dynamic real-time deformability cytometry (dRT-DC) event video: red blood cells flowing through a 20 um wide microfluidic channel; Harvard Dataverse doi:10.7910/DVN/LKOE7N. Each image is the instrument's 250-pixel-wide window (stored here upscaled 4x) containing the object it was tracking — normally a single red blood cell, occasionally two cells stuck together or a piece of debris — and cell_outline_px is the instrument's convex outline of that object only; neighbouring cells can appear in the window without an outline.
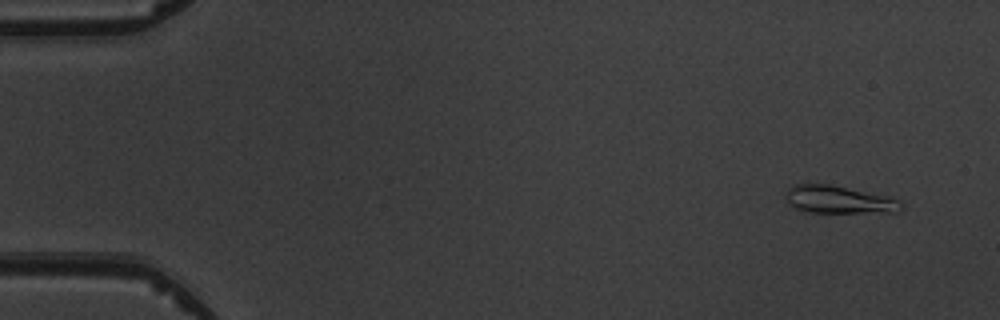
{"species": "common noctule bat (a hibernating species)", "species_latin": "Nyctalus noctula", "temperature_condition": "warm", "stored_images_in_passage": 5, "camera_frame_rate_fps": 3000, "um_per_image_px": 0.085, "animal": {"sex": "male", "body_mass_g": 19.5, "forearm_length_mm": 54.6}, "frame": {"image": 1, "passage_image": 2, "time_ms": 1.0, "image_size_px": [1000, 320], "cell_outline_px": [[904, 208], [896, 212], [804, 212], [792, 208], [788, 204], [784, 196], [788, 188], [792, 184], [832, 184], [892, 196], [900, 200], [904, 204]], "centroid_in_image_um": [71.31, 16.96], "position_along_channel_um": 13.7, "area_um2": 19.25}}